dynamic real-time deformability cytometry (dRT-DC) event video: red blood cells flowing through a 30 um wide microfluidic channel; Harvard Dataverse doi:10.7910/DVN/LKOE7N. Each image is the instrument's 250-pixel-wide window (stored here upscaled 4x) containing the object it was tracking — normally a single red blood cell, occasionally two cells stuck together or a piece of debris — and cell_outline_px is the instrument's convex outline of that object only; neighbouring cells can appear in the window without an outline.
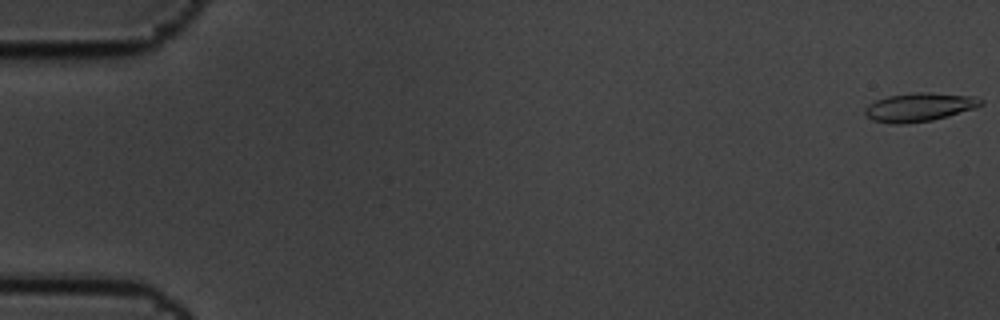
{"species": "common noctule bat (a hibernating species)", "species_latin": "Nyctalus noctula", "temperature_condition": "cold", "stored_images_in_passage": 6, "segment_of_instrument_passage": [1, 2], "camera_frame_rate_fps": 3000, "um_per_image_px": 0.085, "animal": {"sex": "male", "body_mass_g": 19.5, "forearm_length_mm": 54.6}, "frame": {"image": 1, "passage_image": 1, "time_ms": 0.0, "image_size_px": [1000, 320], "cell_outline_px": [[984, 104], [976, 108], [948, 116], [932, 120], [904, 124], [888, 124], [872, 120], [864, 112], [864, 108], [868, 104], [876, 100], [888, 96], [916, 92], [928, 92], [976, 96], [984, 100]], "centroid_in_image_um": [78.16, 9.1], "position_along_channel_um": 6.8, "area_um2": 19.54}}
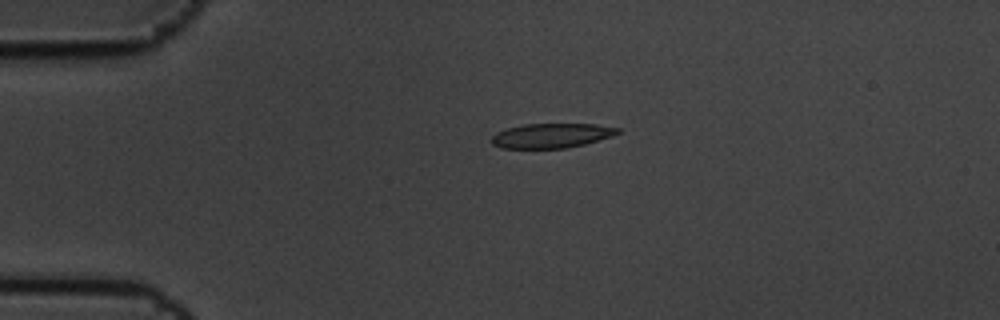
{"frame": {"image": 2, "passage_image": 4, "time_ms": 1.0, "image_size_px": [1000, 320], "cell_outline_px": [[620, 132], [612, 136], [584, 144], [564, 148], [500, 148], [492, 144], [492, 136], [496, 132], [508, 128], [524, 124], [596, 124], [620, 128]], "centroid_in_image_um": [46.87, 11.52], "position_along_channel_um": 38.1, "area_um2": 17.98}}